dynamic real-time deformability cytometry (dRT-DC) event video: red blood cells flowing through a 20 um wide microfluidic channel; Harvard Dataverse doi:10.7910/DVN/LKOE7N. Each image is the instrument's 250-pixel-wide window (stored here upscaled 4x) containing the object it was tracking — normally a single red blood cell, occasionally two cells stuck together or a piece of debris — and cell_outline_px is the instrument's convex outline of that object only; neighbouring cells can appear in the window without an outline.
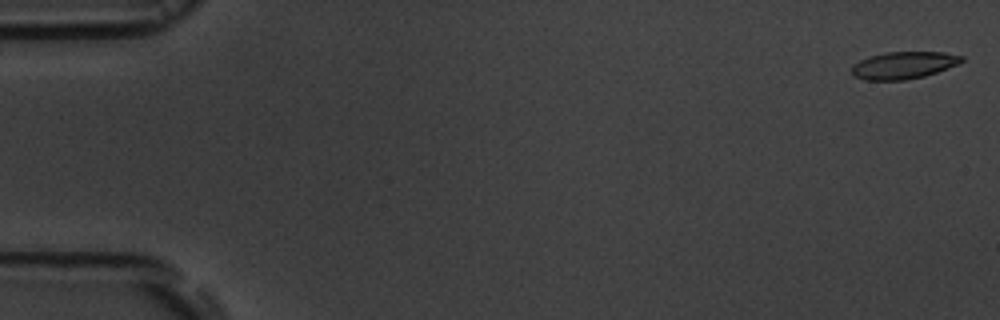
{"species": "common noctule bat (a hibernating species)", "species_latin": "Nyctalus noctula", "temperature_condition": "room temperature", "stored_images_in_passage": 17, "camera_frame_rate_fps": 3000, "um_per_image_px": 0.085, "animal": {"sex": "male", "body_mass_g": 19.5, "forearm_length_mm": 54.6}, "frame": {"image": 1, "passage_image": 1, "time_ms": 0.0, "image_size_px": [1000, 320], "cell_outline_px": [[964, 60], [948, 68], [924, 76], [904, 80], [864, 80], [852, 76], [852, 64], [868, 56], [884, 52], [944, 52], [964, 56]], "centroid_in_image_um": [76.76, 5.54], "position_along_channel_um": 8.2, "area_um2": 17.51}}
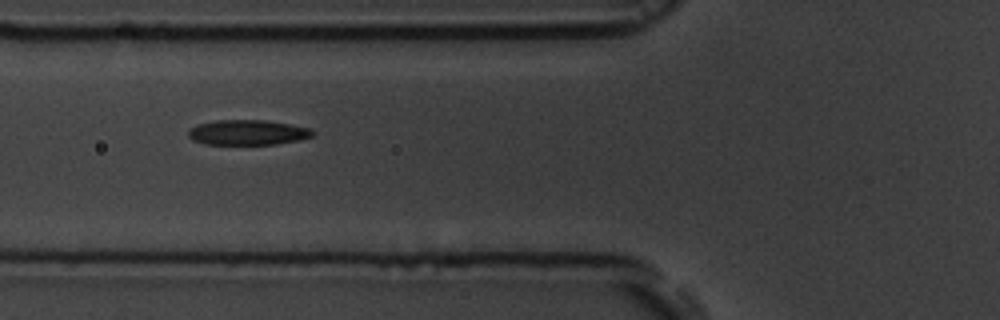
{"frame": {"image": 2, "passage_image": 7, "time_ms": 6.667, "image_size_px": [1000, 320], "cell_outline_px": [[316, 132], [312, 136], [300, 140], [276, 144], [204, 144], [192, 140], [188, 136], [188, 128], [196, 124], [216, 120], [264, 120], [292, 124], [312, 128]], "centroid_in_image_um": [21.06, 11.25], "position_along_channel_um": 104.7, "area_um2": 18.5}}
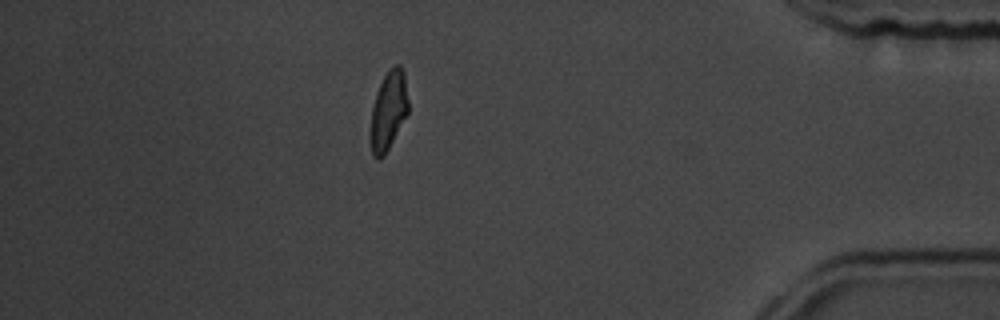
{"frame": {"image": 3, "passage_image": 15, "time_ms": 16.0, "image_size_px": [1000, 320], "cell_outline_px": [[408, 112], [384, 156], [380, 160], [376, 160], [372, 156], [368, 136], [372, 108], [376, 92], [388, 68], [392, 64], [400, 64], [404, 72], [408, 100]], "centroid_in_image_um": [32.98, 9.43], "position_along_channel_um": 402.2, "area_um2": 17.8}, "authors_computed_cell_mechanics": {"area_um2": 17.8024, "velocity_mm_per_s": 3.6413, "shape_relaxation_time_tau1_ms": 3.3442, "shape_relaxation_time_tau2_ms": 3.7277, "deformation_change_tau1": 0.1366, "deformation_change_tau2": 0.089}}